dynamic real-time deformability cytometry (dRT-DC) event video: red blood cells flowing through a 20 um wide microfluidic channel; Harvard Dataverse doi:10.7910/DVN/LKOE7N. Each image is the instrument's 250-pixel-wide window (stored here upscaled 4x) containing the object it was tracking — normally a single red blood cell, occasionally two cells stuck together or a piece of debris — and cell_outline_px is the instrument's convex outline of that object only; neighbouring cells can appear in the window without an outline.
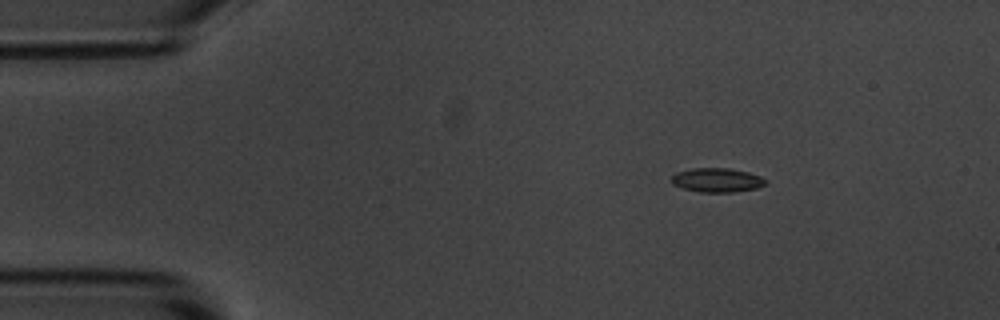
{"species": "common noctule bat (a hibernating species)", "species_latin": "Nyctalus noctula", "temperature_condition": "room temperature", "stored_images_in_passage": 48, "camera_frame_rate_fps": 3000, "um_per_image_px": 0.085, "animal": {"sex": "male", "body_mass_g": 20.1, "forearm_length_mm": 53.5}, "frame": {"image": 1, "passage_image": 1, "time_ms": 0.0, "image_size_px": [1000, 320], "cell_outline_px": [[768, 180], [764, 184], [756, 188], [732, 192], [700, 192], [684, 188], [672, 184], [672, 176], [676, 172], [692, 168], [728, 168], [748, 172], [760, 176]], "centroid_in_image_um": [60.94, 15.3], "position_along_channel_um": 24.1, "area_um2": 13.12}}
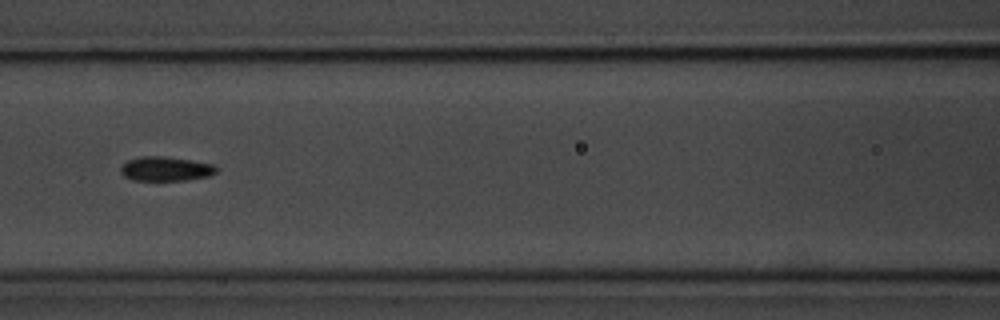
{"frame": {"image": 2, "passage_image": 17, "time_ms": 5.333, "image_size_px": [1000, 320], "cell_outline_px": [[216, 172], [208, 176], [188, 180], [132, 180], [124, 176], [120, 172], [120, 168], [128, 160], [140, 156], [164, 156], [192, 160], [212, 164], [216, 168]], "centroid_in_image_um": [14.06, 14.35], "position_along_channel_um": 152.5, "area_um2": 13.53}}
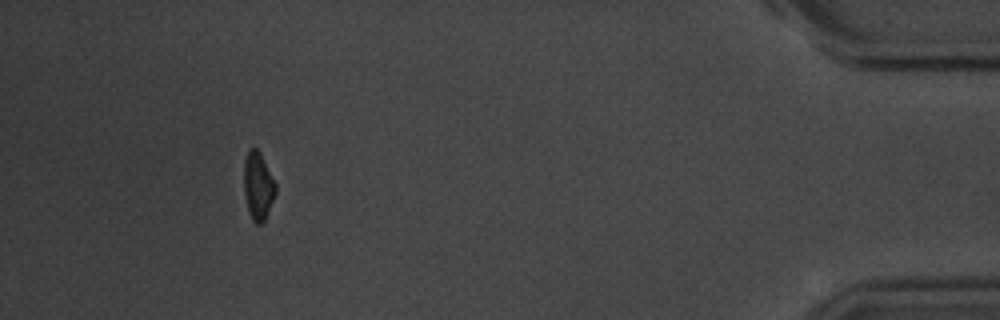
{"frame": {"image": 3, "passage_image": 44, "time_ms": 14.333, "image_size_px": [1000, 320], "cell_outline_px": [[276, 192], [264, 220], [260, 224], [256, 224], [252, 220], [248, 212], [244, 192], [244, 160], [248, 148], [256, 148], [260, 152], [276, 184]], "centroid_in_image_um": [21.92, 15.79], "position_along_channel_um": 413.3, "area_um2": 12.48}, "authors_computed_cell_mechanics": {"area_um2": 13.1495, "velocity_mm_per_s": 3.6145, "shape_relaxation_time_tau1_ms": 2.9682, "shape_relaxation_time_tau2_ms": null, "deformation_change_tau1": 0.1239, "deformation_change_tau2": null}}